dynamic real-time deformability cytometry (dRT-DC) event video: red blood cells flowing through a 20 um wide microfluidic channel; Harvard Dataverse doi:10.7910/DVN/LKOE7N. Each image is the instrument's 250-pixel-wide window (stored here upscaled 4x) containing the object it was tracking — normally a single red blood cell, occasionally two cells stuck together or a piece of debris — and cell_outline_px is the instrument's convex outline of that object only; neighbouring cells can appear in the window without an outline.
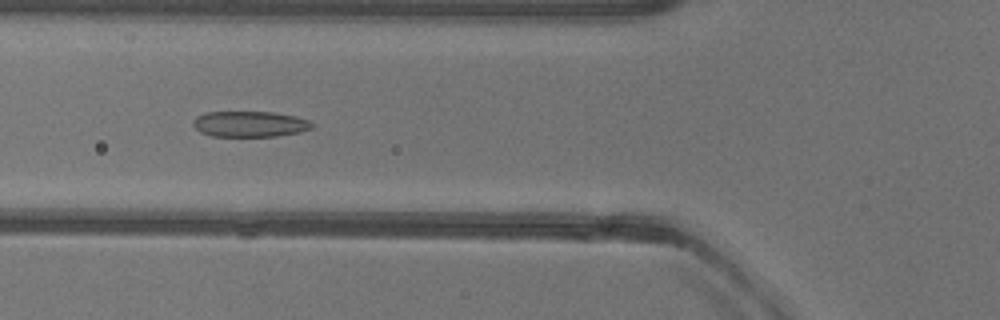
{"species": "common noctule bat (a hibernating species)", "species_latin": "Nyctalus noctula", "temperature_condition": "warm", "stored_images_in_passage": 52, "camera_frame_rate_fps": 3000, "um_per_image_px": 0.085, "animal": {"sex": "female"}, "frame": {"image": 1, "passage_image": 19, "time_ms": 6.0, "image_size_px": [1000, 320], "cell_outline_px": [[312, 128], [300, 132], [276, 136], [212, 136], [200, 132], [192, 124], [192, 120], [196, 116], [204, 112], [272, 112], [292, 116], [308, 120], [312, 124]], "centroid_in_image_um": [21.17, 10.54], "position_along_channel_um": 104.6, "area_um2": 17.74}}
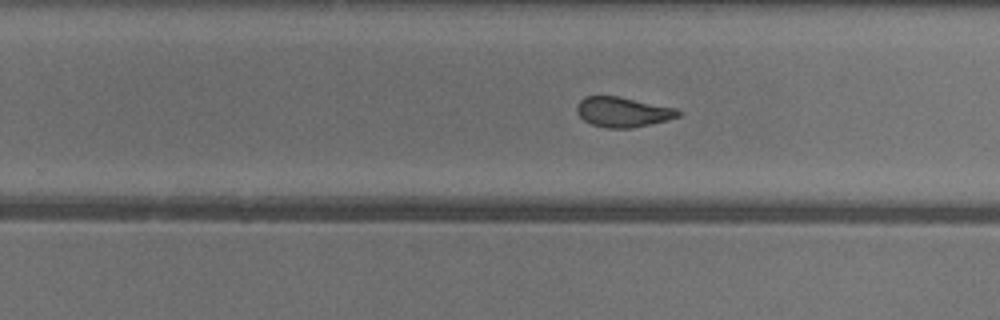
{"frame": {"image": 2, "passage_image": 32, "time_ms": 10.333, "image_size_px": [1000, 320], "cell_outline_px": [[680, 116], [632, 128], [608, 128], [592, 124], [584, 120], [576, 112], [576, 108], [580, 100], [584, 96], [620, 96], [676, 108], [680, 112]], "centroid_in_image_um": [52.91, 9.5], "position_along_channel_um": 276.9, "area_um2": 17.57}}
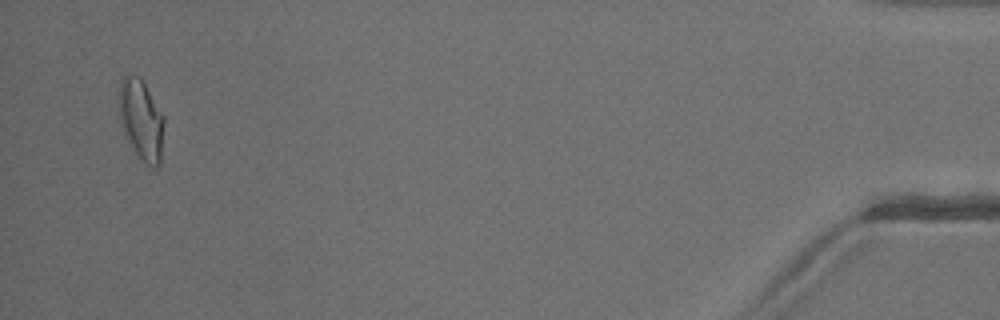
{"frame": {"image": 3, "passage_image": 50, "time_ms": 16.333, "image_size_px": [1000, 320], "cell_outline_px": [[164, 124], [160, 164], [156, 168], [152, 168], [132, 148], [120, 124], [116, 104], [116, 100], [120, 76], [124, 72], [128, 72], [140, 76], [164, 116]], "centroid_in_image_um": [11.93, 10.05], "position_along_channel_um": 423.3, "area_um2": 21.91}, "authors_computed_cell_mechanics": {"area_um2": 18.785, "velocity_mm_per_s": 3.9706, "shape_relaxation_time_tau1_ms": null, "shape_relaxation_time_tau2_ms": 1.0411, "deformation_change_tau1": null, "deformation_change_tau2": 0.0722}}